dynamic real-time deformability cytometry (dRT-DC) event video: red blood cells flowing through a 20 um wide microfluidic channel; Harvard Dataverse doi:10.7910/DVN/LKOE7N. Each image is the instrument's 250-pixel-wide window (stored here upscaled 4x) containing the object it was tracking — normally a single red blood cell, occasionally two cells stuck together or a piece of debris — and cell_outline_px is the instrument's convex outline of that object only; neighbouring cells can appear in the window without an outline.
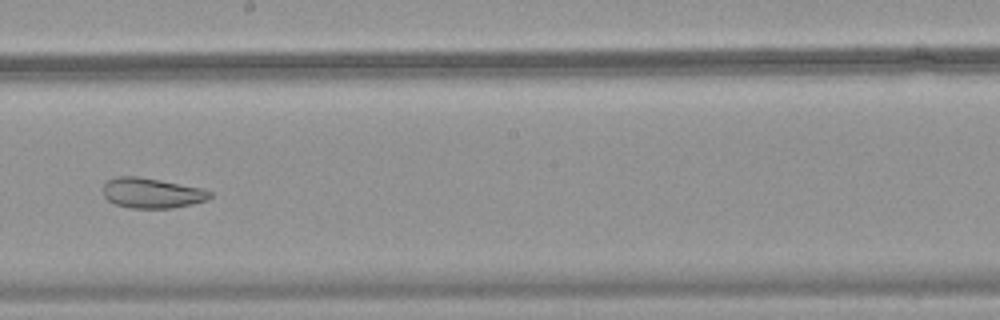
{"species": "common noctule bat (a hibernating species)", "species_latin": "Nyctalus noctula", "temperature_condition": "warm", "stored_images_in_passage": 51, "camera_frame_rate_fps": 3000, "um_per_image_px": 0.085, "animal": {"sex": "female", "body_mass_g": 18.4}, "frame": {"image": 1, "passage_image": 30, "time_ms": 9.667, "image_size_px": [1000, 320], "cell_outline_px": [[212, 196], [208, 200], [192, 204], [172, 208], [128, 208], [116, 204], [108, 200], [104, 196], [104, 184], [108, 180], [116, 176], [136, 176], [160, 180], [204, 188], [212, 192]], "centroid_in_image_um": [12.94, 16.41], "position_along_channel_um": 235.3, "area_um2": 18.9}}
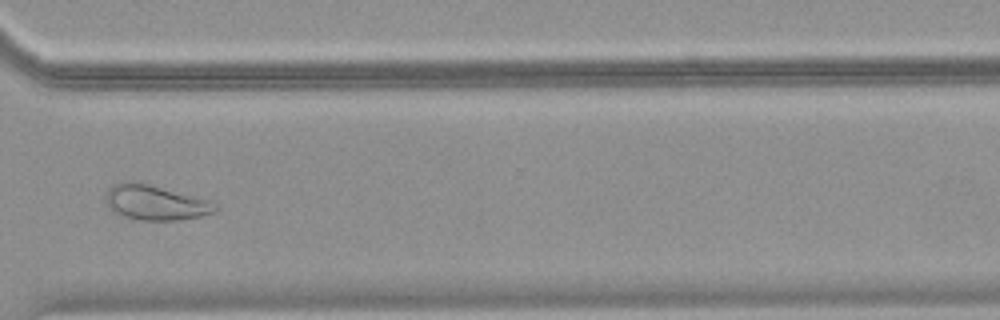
{"frame": {"image": 2, "passage_image": 39, "time_ms": 12.667, "image_size_px": [1000, 320], "cell_outline_px": [[220, 208], [216, 212], [200, 216], [176, 220], [140, 220], [124, 216], [116, 212], [108, 204], [108, 188], [112, 184], [120, 180], [124, 180], [148, 184], [212, 200]], "centroid_in_image_um": [13.27, 17.2], "position_along_channel_um": 357.3, "area_um2": 22.2}}
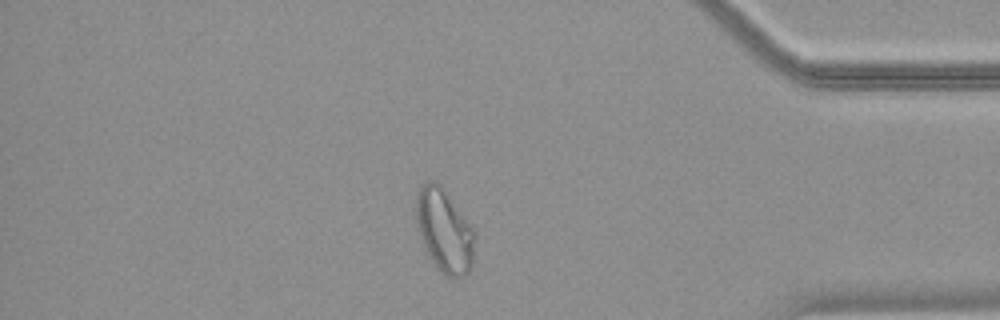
{"frame": {"image": 3, "passage_image": 44, "time_ms": 14.333, "image_size_px": [1000, 320], "cell_outline_px": [[472, 268], [464, 276], [452, 280], [444, 276], [436, 268], [424, 252], [416, 228], [416, 192], [428, 180], [436, 180], [440, 184], [472, 228]], "centroid_in_image_um": [37.69, 19.66], "position_along_channel_um": 397.5, "area_um2": 28.61}}